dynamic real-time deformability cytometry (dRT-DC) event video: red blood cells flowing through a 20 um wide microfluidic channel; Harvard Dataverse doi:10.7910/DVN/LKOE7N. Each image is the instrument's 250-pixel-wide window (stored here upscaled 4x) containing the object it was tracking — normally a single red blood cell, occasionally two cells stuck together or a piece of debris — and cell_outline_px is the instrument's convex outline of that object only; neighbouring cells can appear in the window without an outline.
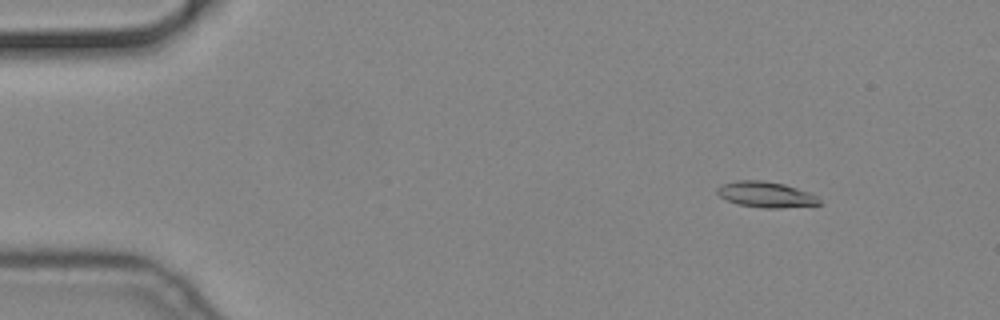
{"species": "common noctule bat (a hibernating species)", "species_latin": "Nyctalus noctula", "temperature_condition": "cold", "stored_images_in_passage": 57, "camera_frame_rate_fps": 3000, "um_per_image_px": 0.085, "animal": {"sex": "male", "body_mass_g": 19.2, "forearm_length_mm": 51.8}, "frame": {"image": 1, "passage_image": 7, "time_ms": 2.0, "image_size_px": [1000, 320], "cell_outline_px": [[820, 204], [780, 208], [764, 208], [736, 204], [720, 196], [716, 192], [716, 188], [720, 184], [736, 180], [764, 180], [784, 184], [808, 192], [816, 196], [820, 200]], "centroid_in_image_um": [65.05, 16.52], "position_along_channel_um": 20.0, "area_um2": 15.32}}
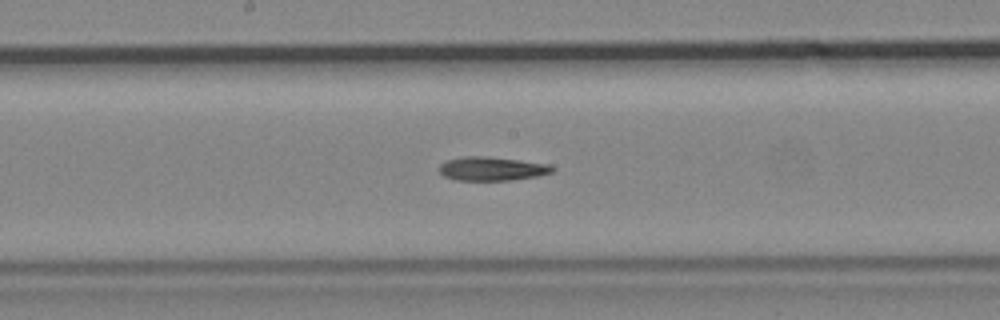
{"frame": {"image": 2, "passage_image": 30, "time_ms": 9.667, "image_size_px": [1000, 320], "cell_outline_px": [[556, 168], [552, 172], [536, 176], [512, 180], [456, 180], [444, 176], [436, 168], [440, 164], [448, 160], [460, 156], [488, 156], [552, 164]], "centroid_in_image_um": [41.81, 14.33], "position_along_channel_um": 206.4, "area_um2": 15.9}}
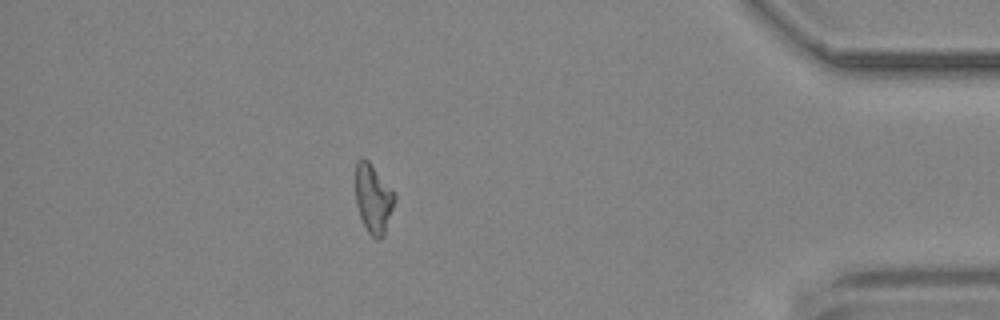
{"frame": {"image": 3, "passage_image": 50, "time_ms": 16.333, "image_size_px": [1000, 320], "cell_outline_px": [[396, 200], [384, 236], [380, 240], [376, 240], [368, 232], [360, 216], [356, 204], [356, 160], [364, 156], [368, 160], [396, 196]], "centroid_in_image_um": [31.73, 16.91], "position_along_channel_um": 403.5, "area_um2": 15.66}}